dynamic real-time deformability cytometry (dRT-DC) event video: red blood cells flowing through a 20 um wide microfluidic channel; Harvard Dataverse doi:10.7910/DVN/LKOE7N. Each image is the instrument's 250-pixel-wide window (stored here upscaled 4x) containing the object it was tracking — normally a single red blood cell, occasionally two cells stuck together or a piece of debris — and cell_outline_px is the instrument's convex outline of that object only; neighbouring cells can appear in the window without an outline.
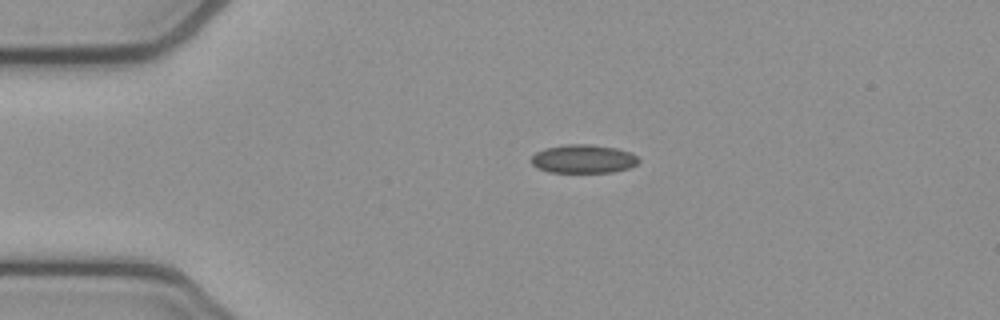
{"species": "common noctule bat (a hibernating species)", "species_latin": "Nyctalus noctula", "temperature_condition": "cold", "stored_images_in_passage": 43, "camera_frame_rate_fps": 3000, "um_per_image_px": 0.085, "animal": {"sex": "female", "body_mass_g": 21.9}, "frame": {"image": 1, "passage_image": 1, "time_ms": 0.0, "image_size_px": [1000, 320], "cell_outline_px": [[640, 160], [636, 164], [628, 168], [612, 172], [548, 172], [536, 168], [532, 164], [532, 156], [536, 152], [544, 148], [568, 144], [588, 144], [616, 148], [632, 152]], "centroid_in_image_um": [49.57, 13.5], "position_along_channel_um": 35.4, "area_um2": 17.86}}
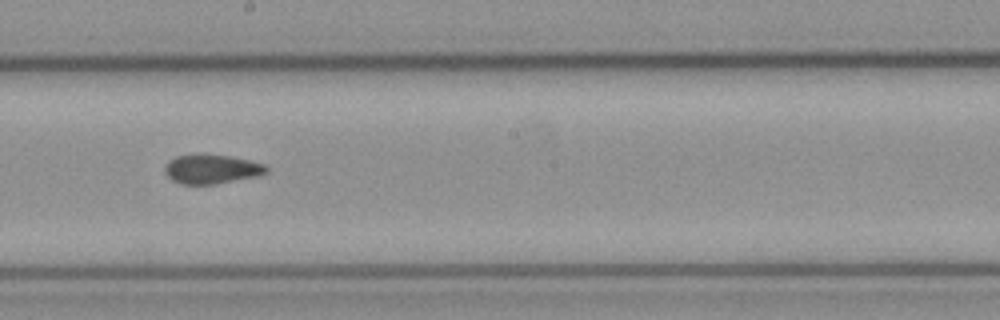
{"frame": {"image": 2, "passage_image": 19, "time_ms": 6.0, "image_size_px": [1000, 320], "cell_outline_px": [[268, 172], [260, 176], [216, 184], [180, 184], [172, 180], [164, 172], [164, 168], [168, 160], [176, 156], [228, 156], [248, 160], [264, 164], [268, 168]], "centroid_in_image_um": [18.0, 14.41], "position_along_channel_um": 230.2, "area_um2": 16.99}}
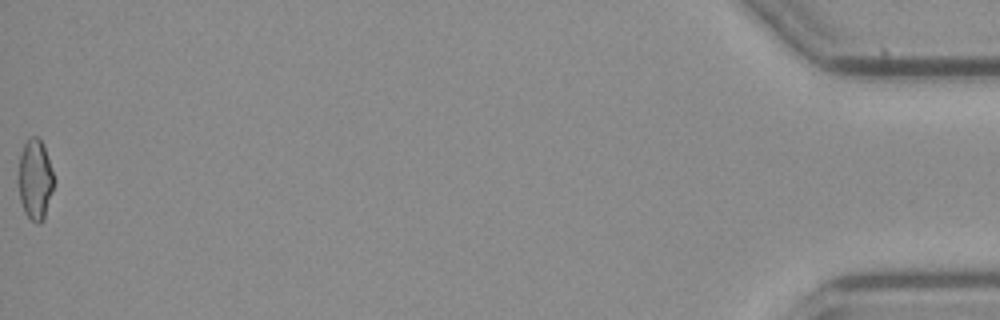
{"frame": {"image": 3, "passage_image": 43, "time_ms": 14.0, "image_size_px": [1000, 320], "cell_outline_px": [[56, 180], [44, 220], [40, 224], [36, 224], [24, 212], [20, 200], [16, 180], [20, 156], [24, 144], [32, 136], [36, 136], [44, 144]], "centroid_in_image_um": [2.99, 15.28], "position_along_channel_um": 432.2, "area_um2": 17.22}, "authors_computed_cell_mechanics": {"area_um2": 17.2244, "velocity_mm_per_s": 3.8638, "shape_relaxation_time_tau1_ms": null, "shape_relaxation_time_tau2_ms": 3.5617, "deformation_change_tau1": null, "deformation_change_tau2": 0.095}}